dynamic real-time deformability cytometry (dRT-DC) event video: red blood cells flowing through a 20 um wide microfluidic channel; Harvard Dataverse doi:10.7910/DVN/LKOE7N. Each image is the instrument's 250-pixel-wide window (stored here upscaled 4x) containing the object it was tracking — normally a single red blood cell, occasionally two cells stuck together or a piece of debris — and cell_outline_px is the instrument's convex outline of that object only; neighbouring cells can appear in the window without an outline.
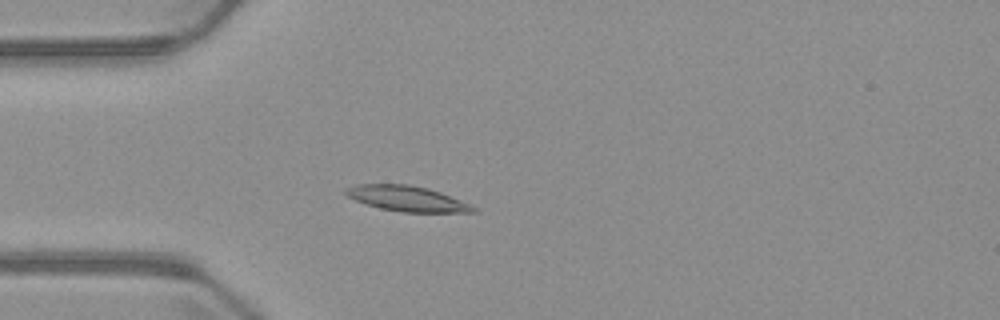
{"species": "common noctule bat (a hibernating species)", "species_latin": "Nyctalus noctula", "temperature_condition": "warm", "stored_images_in_passage": 4, "camera_frame_rate_fps": 3000, "um_per_image_px": 0.085, "animal": {"sex": "male", "body_mass_g": 23.1, "forearm_length_mm": 52.7}, "frame": {"image": 1, "passage_image": 4, "time_ms": 3.333, "image_size_px": [1000, 320], "cell_outline_px": [[480, 212], [400, 212], [380, 208], [356, 200], [348, 196], [344, 192], [344, 188], [356, 184], [408, 184], [428, 188], [440, 192], [472, 204]], "centroid_in_image_um": [34.62, 16.88], "position_along_channel_um": 50.4, "area_um2": 18.9}}